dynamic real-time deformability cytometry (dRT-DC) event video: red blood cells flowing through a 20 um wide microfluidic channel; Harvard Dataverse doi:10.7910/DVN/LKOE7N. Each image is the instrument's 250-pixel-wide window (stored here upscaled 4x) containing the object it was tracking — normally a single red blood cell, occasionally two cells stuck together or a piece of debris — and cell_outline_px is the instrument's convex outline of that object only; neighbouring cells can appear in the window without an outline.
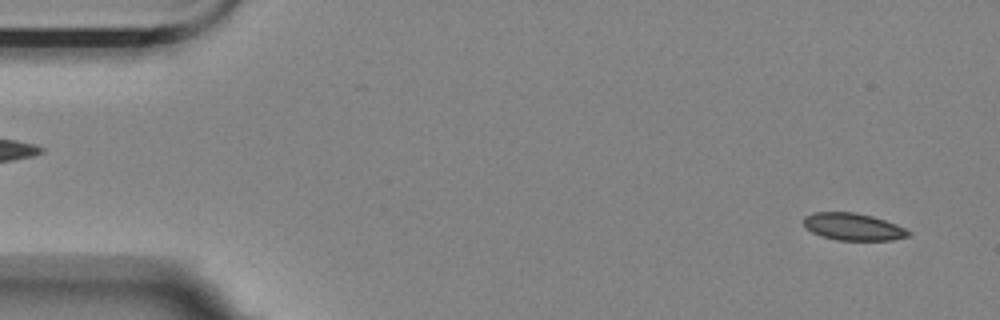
{"species": "Egyptian fruit bat (a non-hibernating species)", "species_latin": "Rousettus aegyptiacus", "temperature_condition": "room temperature", "stored_images_in_passage": 14, "camera_frame_rate_fps": 3000, "um_per_image_px": 0.085, "animal": {"sex": "female"}, "frame": {"image": 1, "passage_image": 3, "time_ms": 0.667, "image_size_px": [1000, 320], "cell_outline_px": [[912, 232], [908, 236], [892, 240], [836, 240], [820, 236], [812, 232], [804, 224], [804, 216], [812, 212], [856, 212], [872, 216], [896, 224]], "centroid_in_image_um": [72.5, 19.27], "position_along_channel_um": 12.5, "area_um2": 16.59}}